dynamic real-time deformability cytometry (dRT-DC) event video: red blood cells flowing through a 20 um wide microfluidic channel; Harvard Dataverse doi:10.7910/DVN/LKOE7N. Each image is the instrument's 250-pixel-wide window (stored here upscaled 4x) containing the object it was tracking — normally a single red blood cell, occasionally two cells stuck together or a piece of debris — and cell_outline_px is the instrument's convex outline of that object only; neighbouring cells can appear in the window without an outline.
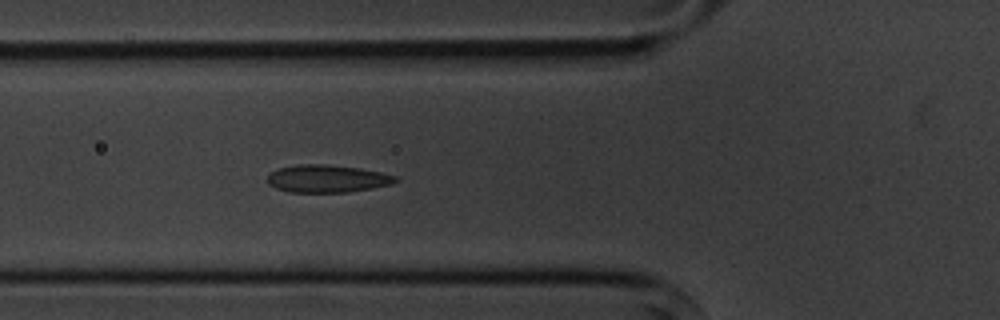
{"species": "common noctule bat (a hibernating species)", "species_latin": "Nyctalus noctula", "temperature_condition": "cold", "stored_images_in_passage": 6, "segment_of_instrument_passage": [1, 2], "camera_frame_rate_fps": 3000, "um_per_image_px": 0.085, "animal": {"sex": "male", "body_mass_g": 20.1, "forearm_length_mm": 53.5}, "frame": {"image": 1, "passage_image": 5, "time_ms": 5.333, "image_size_px": [1000, 320], "cell_outline_px": [[400, 180], [392, 184], [372, 188], [348, 192], [288, 192], [276, 188], [268, 184], [268, 176], [272, 172], [280, 168], [300, 164], [324, 164], [360, 168], [380, 172], [396, 176]], "centroid_in_image_um": [27.84, 15.19], "position_along_channel_um": 98.0, "area_um2": 20.52}}